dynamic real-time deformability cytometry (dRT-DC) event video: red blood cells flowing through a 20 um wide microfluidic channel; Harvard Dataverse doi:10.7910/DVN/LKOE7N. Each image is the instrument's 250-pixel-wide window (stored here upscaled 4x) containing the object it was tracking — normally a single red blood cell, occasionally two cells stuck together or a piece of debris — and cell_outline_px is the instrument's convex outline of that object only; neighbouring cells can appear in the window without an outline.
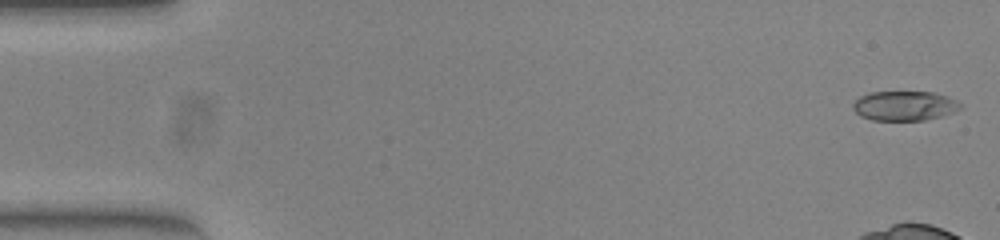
{"species": "common noctule bat (a hibernating species)", "species_latin": "Nyctalus noctula", "temperature_condition": "warm", "stored_images_in_passage": 12, "camera_frame_rate_fps": 3000, "um_per_image_px": 0.085, "animal": {"sex": "female", "body_mass_g": 23.0, "forearm_length_mm": 53.4}, "frame": {"image": 1, "passage_image": 1, "time_ms": 0.0, "image_size_px": [1000, 240], "cell_outline_px": [[964, 104], [960, 108], [952, 112], [940, 116], [924, 120], [872, 120], [860, 116], [852, 108], [852, 104], [860, 96], [868, 92], [932, 92], [948, 96]], "centroid_in_image_um": [76.87, 8.99], "position_along_channel_um": 8.1, "area_um2": 18.55}}